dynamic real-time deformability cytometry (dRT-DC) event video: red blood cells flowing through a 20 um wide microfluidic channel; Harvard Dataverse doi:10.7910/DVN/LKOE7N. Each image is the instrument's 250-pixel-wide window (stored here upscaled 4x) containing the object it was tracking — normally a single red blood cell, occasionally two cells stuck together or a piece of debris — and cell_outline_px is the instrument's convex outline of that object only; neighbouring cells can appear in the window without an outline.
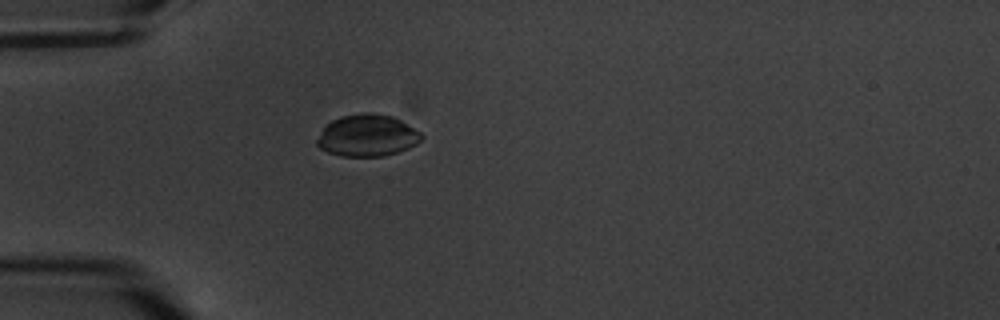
{"species": "common noctule bat (a hibernating species)", "species_latin": "Nyctalus noctula", "temperature_condition": "warm", "stored_images_in_passage": 3, "camera_frame_rate_fps": 3000, "um_per_image_px": 0.085, "animal": {"sex": "male", "body_mass_g": 20.1, "forearm_length_mm": 53.5}, "frame": {"image": 1, "passage_image": 2, "time_ms": 1.333, "image_size_px": [1000, 320], "cell_outline_px": [[424, 136], [416, 144], [408, 148], [384, 156], [340, 156], [328, 152], [320, 148], [316, 144], [316, 140], [324, 128], [332, 120], [340, 116], [360, 112], [372, 112], [392, 116], [400, 120], [420, 132]], "centroid_in_image_um": [31.21, 11.51], "position_along_channel_um": 53.8, "area_um2": 25.43}}